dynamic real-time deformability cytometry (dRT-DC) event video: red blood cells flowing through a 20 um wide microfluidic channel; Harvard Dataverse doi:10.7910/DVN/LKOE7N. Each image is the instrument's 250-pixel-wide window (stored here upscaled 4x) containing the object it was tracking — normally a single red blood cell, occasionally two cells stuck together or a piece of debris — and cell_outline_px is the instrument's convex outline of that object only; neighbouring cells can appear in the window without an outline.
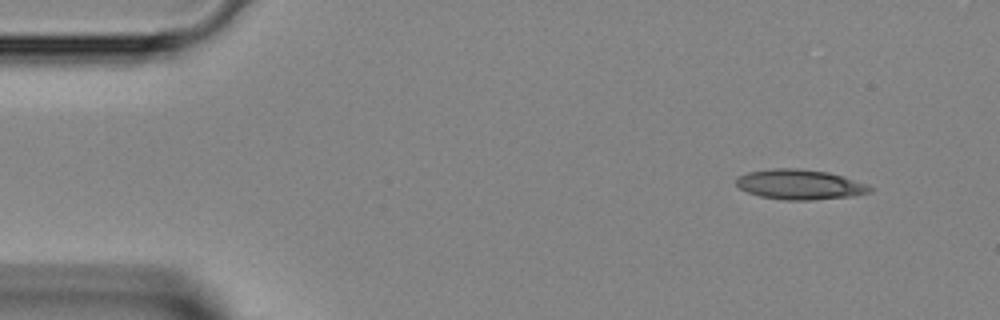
{"species": "Egyptian fruit bat (a non-hibernating species)", "species_latin": "Rousettus aegyptiacus", "temperature_condition": "room temperature", "stored_images_in_passage": 43, "camera_frame_rate_fps": 3000, "um_per_image_px": 0.085, "animal": {"sex": "female"}, "frame": {"image": 1, "passage_image": 3, "time_ms": 0.667, "image_size_px": [1000, 320], "cell_outline_px": [[876, 188], [872, 192], [852, 196], [812, 200], [784, 200], [760, 196], [748, 192], [740, 188], [736, 184], [736, 176], [748, 172], [772, 168], [796, 168], [828, 172], [868, 184]], "centroid_in_image_um": [68.0, 15.68], "position_along_channel_um": 17.0, "area_um2": 23.52}}
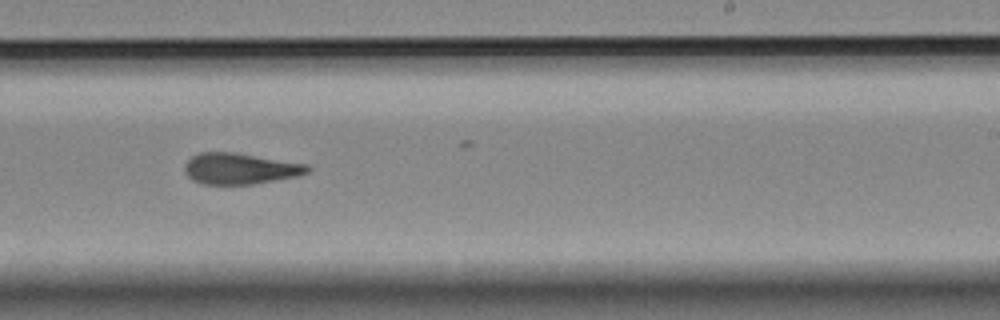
{"frame": {"image": 2, "passage_image": 26, "time_ms": 8.333, "image_size_px": [1000, 320], "cell_outline_px": [[312, 168], [308, 172], [296, 176], [252, 184], [200, 184], [192, 180], [184, 172], [184, 164], [192, 156], [200, 152], [232, 152], [308, 164]], "centroid_in_image_um": [20.37, 14.33], "position_along_channel_um": 268.6, "area_um2": 22.2}}
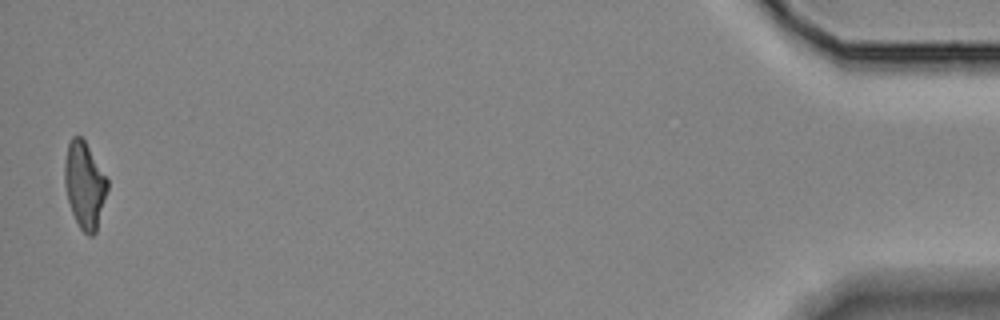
{"frame": {"image": 3, "passage_image": 43, "time_ms": 14.0, "image_size_px": [1000, 320], "cell_outline_px": [[108, 188], [96, 232], [92, 236], [88, 236], [80, 228], [72, 212], [68, 200], [64, 184], [64, 160], [68, 144], [72, 136], [80, 136], [84, 140], [108, 180]], "centroid_in_image_um": [7.17, 15.73], "position_along_channel_um": 428.0, "area_um2": 21.39}}